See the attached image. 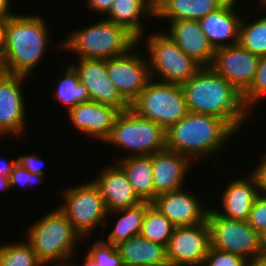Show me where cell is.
Returning a JSON list of instances; mask_svg holds the SVG:
<instances>
[{"instance_id":"obj_1","label":"cell","mask_w":266,"mask_h":266,"mask_svg":"<svg viewBox=\"0 0 266 266\" xmlns=\"http://www.w3.org/2000/svg\"><path fill=\"white\" fill-rule=\"evenodd\" d=\"M181 87L188 111L217 116L236 132L253 116L245 107L242 94L211 67H202Z\"/></svg>"},{"instance_id":"obj_4","label":"cell","mask_w":266,"mask_h":266,"mask_svg":"<svg viewBox=\"0 0 266 266\" xmlns=\"http://www.w3.org/2000/svg\"><path fill=\"white\" fill-rule=\"evenodd\" d=\"M56 207L33 221L24 235L44 266L71 264L79 254L77 241L83 240L66 215Z\"/></svg>"},{"instance_id":"obj_2","label":"cell","mask_w":266,"mask_h":266,"mask_svg":"<svg viewBox=\"0 0 266 266\" xmlns=\"http://www.w3.org/2000/svg\"><path fill=\"white\" fill-rule=\"evenodd\" d=\"M42 15L15 14L4 23L3 56L6 72L31 77L46 59L50 30Z\"/></svg>"},{"instance_id":"obj_30","label":"cell","mask_w":266,"mask_h":266,"mask_svg":"<svg viewBox=\"0 0 266 266\" xmlns=\"http://www.w3.org/2000/svg\"><path fill=\"white\" fill-rule=\"evenodd\" d=\"M175 226L152 204L146 209L141 235L167 247Z\"/></svg>"},{"instance_id":"obj_8","label":"cell","mask_w":266,"mask_h":266,"mask_svg":"<svg viewBox=\"0 0 266 266\" xmlns=\"http://www.w3.org/2000/svg\"><path fill=\"white\" fill-rule=\"evenodd\" d=\"M139 116L149 119L165 130L189 111L180 84L150 79L139 97L131 104Z\"/></svg>"},{"instance_id":"obj_10","label":"cell","mask_w":266,"mask_h":266,"mask_svg":"<svg viewBox=\"0 0 266 266\" xmlns=\"http://www.w3.org/2000/svg\"><path fill=\"white\" fill-rule=\"evenodd\" d=\"M211 232V247L238 254L246 260L262 256L259 233L247 221L220 216L213 206L207 212Z\"/></svg>"},{"instance_id":"obj_21","label":"cell","mask_w":266,"mask_h":266,"mask_svg":"<svg viewBox=\"0 0 266 266\" xmlns=\"http://www.w3.org/2000/svg\"><path fill=\"white\" fill-rule=\"evenodd\" d=\"M238 4L240 5L238 0H228L222 7L199 20L204 34L215 50L238 44L242 20V16L236 12Z\"/></svg>"},{"instance_id":"obj_5","label":"cell","mask_w":266,"mask_h":266,"mask_svg":"<svg viewBox=\"0 0 266 266\" xmlns=\"http://www.w3.org/2000/svg\"><path fill=\"white\" fill-rule=\"evenodd\" d=\"M89 25V26H88ZM74 29L58 47L82 59H109L127 53L138 39L126 28L100 18L97 23Z\"/></svg>"},{"instance_id":"obj_29","label":"cell","mask_w":266,"mask_h":266,"mask_svg":"<svg viewBox=\"0 0 266 266\" xmlns=\"http://www.w3.org/2000/svg\"><path fill=\"white\" fill-rule=\"evenodd\" d=\"M245 18L241 20L238 44L254 55L266 56V14L254 17V21Z\"/></svg>"},{"instance_id":"obj_23","label":"cell","mask_w":266,"mask_h":266,"mask_svg":"<svg viewBox=\"0 0 266 266\" xmlns=\"http://www.w3.org/2000/svg\"><path fill=\"white\" fill-rule=\"evenodd\" d=\"M106 16V20L126 28L139 40L145 35L143 19L155 18V0H114Z\"/></svg>"},{"instance_id":"obj_45","label":"cell","mask_w":266,"mask_h":266,"mask_svg":"<svg viewBox=\"0 0 266 266\" xmlns=\"http://www.w3.org/2000/svg\"><path fill=\"white\" fill-rule=\"evenodd\" d=\"M262 255H266V229L259 234Z\"/></svg>"},{"instance_id":"obj_18","label":"cell","mask_w":266,"mask_h":266,"mask_svg":"<svg viewBox=\"0 0 266 266\" xmlns=\"http://www.w3.org/2000/svg\"><path fill=\"white\" fill-rule=\"evenodd\" d=\"M247 176H240L230 180L218 197L220 208L213 209L222 217L247 221L256 197L260 194V189L256 177L248 171ZM242 177V178H241ZM221 201V202H220Z\"/></svg>"},{"instance_id":"obj_47","label":"cell","mask_w":266,"mask_h":266,"mask_svg":"<svg viewBox=\"0 0 266 266\" xmlns=\"http://www.w3.org/2000/svg\"><path fill=\"white\" fill-rule=\"evenodd\" d=\"M4 21L0 20V50L3 52Z\"/></svg>"},{"instance_id":"obj_26","label":"cell","mask_w":266,"mask_h":266,"mask_svg":"<svg viewBox=\"0 0 266 266\" xmlns=\"http://www.w3.org/2000/svg\"><path fill=\"white\" fill-rule=\"evenodd\" d=\"M151 204L152 203L149 201H142L134 207L108 212L106 223H108L109 218L114 214H117V217H120L117 219L115 226L112 227L113 229L111 228V232H108V236H106L105 241L117 246L133 236L141 235L143 218L146 209Z\"/></svg>"},{"instance_id":"obj_39","label":"cell","mask_w":266,"mask_h":266,"mask_svg":"<svg viewBox=\"0 0 266 266\" xmlns=\"http://www.w3.org/2000/svg\"><path fill=\"white\" fill-rule=\"evenodd\" d=\"M114 0H85V5L87 4L90 10H92V12H97L99 14L104 15L106 17V15L108 14V12L111 9L112 3Z\"/></svg>"},{"instance_id":"obj_43","label":"cell","mask_w":266,"mask_h":266,"mask_svg":"<svg viewBox=\"0 0 266 266\" xmlns=\"http://www.w3.org/2000/svg\"><path fill=\"white\" fill-rule=\"evenodd\" d=\"M86 254V255H85ZM85 257H84V263L82 262V264L80 263H74V260L71 262L72 266H100L97 264V262L93 259V257H91L87 252L84 253ZM80 264V265H79Z\"/></svg>"},{"instance_id":"obj_12","label":"cell","mask_w":266,"mask_h":266,"mask_svg":"<svg viewBox=\"0 0 266 266\" xmlns=\"http://www.w3.org/2000/svg\"><path fill=\"white\" fill-rule=\"evenodd\" d=\"M210 247L207 219L197 225L175 227L166 247L169 266H203Z\"/></svg>"},{"instance_id":"obj_20","label":"cell","mask_w":266,"mask_h":266,"mask_svg":"<svg viewBox=\"0 0 266 266\" xmlns=\"http://www.w3.org/2000/svg\"><path fill=\"white\" fill-rule=\"evenodd\" d=\"M66 115L74 129L91 139L94 138L96 141L104 143L119 112L101 103L88 101L78 103L74 108L68 110Z\"/></svg>"},{"instance_id":"obj_48","label":"cell","mask_w":266,"mask_h":266,"mask_svg":"<svg viewBox=\"0 0 266 266\" xmlns=\"http://www.w3.org/2000/svg\"><path fill=\"white\" fill-rule=\"evenodd\" d=\"M259 2V4H258V6H260L261 5V9L260 10H262V7L263 6H265L264 8H265V11H266V0H258Z\"/></svg>"},{"instance_id":"obj_32","label":"cell","mask_w":266,"mask_h":266,"mask_svg":"<svg viewBox=\"0 0 266 266\" xmlns=\"http://www.w3.org/2000/svg\"><path fill=\"white\" fill-rule=\"evenodd\" d=\"M266 98V56H261L253 82L242 94V101L245 107L254 115L256 108ZM259 104V105H258ZM255 111H253V110ZM254 112V113H252Z\"/></svg>"},{"instance_id":"obj_3","label":"cell","mask_w":266,"mask_h":266,"mask_svg":"<svg viewBox=\"0 0 266 266\" xmlns=\"http://www.w3.org/2000/svg\"><path fill=\"white\" fill-rule=\"evenodd\" d=\"M165 135L167 150L177 152L197 164L196 160L201 162L207 157L221 156L220 151H224L236 131L217 116L189 111L177 123L170 125Z\"/></svg>"},{"instance_id":"obj_11","label":"cell","mask_w":266,"mask_h":266,"mask_svg":"<svg viewBox=\"0 0 266 266\" xmlns=\"http://www.w3.org/2000/svg\"><path fill=\"white\" fill-rule=\"evenodd\" d=\"M138 45L141 46L138 42L127 53L107 59L108 76L130 105L151 79L148 59L137 50Z\"/></svg>"},{"instance_id":"obj_17","label":"cell","mask_w":266,"mask_h":266,"mask_svg":"<svg viewBox=\"0 0 266 266\" xmlns=\"http://www.w3.org/2000/svg\"><path fill=\"white\" fill-rule=\"evenodd\" d=\"M152 160V178L154 183V199L156 196L185 187L193 162L181 154L163 150L150 155ZM192 168V169H190Z\"/></svg>"},{"instance_id":"obj_14","label":"cell","mask_w":266,"mask_h":266,"mask_svg":"<svg viewBox=\"0 0 266 266\" xmlns=\"http://www.w3.org/2000/svg\"><path fill=\"white\" fill-rule=\"evenodd\" d=\"M29 77L6 73L0 77V138H19L27 129L23 82ZM7 134V135H6Z\"/></svg>"},{"instance_id":"obj_15","label":"cell","mask_w":266,"mask_h":266,"mask_svg":"<svg viewBox=\"0 0 266 266\" xmlns=\"http://www.w3.org/2000/svg\"><path fill=\"white\" fill-rule=\"evenodd\" d=\"M260 57L239 44L215 50L211 68L243 94L253 82Z\"/></svg>"},{"instance_id":"obj_37","label":"cell","mask_w":266,"mask_h":266,"mask_svg":"<svg viewBox=\"0 0 266 266\" xmlns=\"http://www.w3.org/2000/svg\"><path fill=\"white\" fill-rule=\"evenodd\" d=\"M36 154H26V155H20L17 156V162L26 170L31 172L32 174H37V175H45V170H44V161L40 157V155Z\"/></svg>"},{"instance_id":"obj_22","label":"cell","mask_w":266,"mask_h":266,"mask_svg":"<svg viewBox=\"0 0 266 266\" xmlns=\"http://www.w3.org/2000/svg\"><path fill=\"white\" fill-rule=\"evenodd\" d=\"M169 27L165 30L178 47L189 57L193 58L202 67H210L215 49L209 43L199 21L175 20L168 21Z\"/></svg>"},{"instance_id":"obj_38","label":"cell","mask_w":266,"mask_h":266,"mask_svg":"<svg viewBox=\"0 0 266 266\" xmlns=\"http://www.w3.org/2000/svg\"><path fill=\"white\" fill-rule=\"evenodd\" d=\"M260 161L256 167L251 170V173L256 177L260 193L266 194V152L261 153Z\"/></svg>"},{"instance_id":"obj_40","label":"cell","mask_w":266,"mask_h":266,"mask_svg":"<svg viewBox=\"0 0 266 266\" xmlns=\"http://www.w3.org/2000/svg\"><path fill=\"white\" fill-rule=\"evenodd\" d=\"M10 5H12L10 0H0V20L5 22L16 14L10 10L12 7Z\"/></svg>"},{"instance_id":"obj_35","label":"cell","mask_w":266,"mask_h":266,"mask_svg":"<svg viewBox=\"0 0 266 266\" xmlns=\"http://www.w3.org/2000/svg\"><path fill=\"white\" fill-rule=\"evenodd\" d=\"M11 188L16 189L15 187H20L22 189L32 188L36 186L39 182L44 183V176L32 174L25 168H23L18 162L13 167L10 175ZM43 180V181H42Z\"/></svg>"},{"instance_id":"obj_13","label":"cell","mask_w":266,"mask_h":266,"mask_svg":"<svg viewBox=\"0 0 266 266\" xmlns=\"http://www.w3.org/2000/svg\"><path fill=\"white\" fill-rule=\"evenodd\" d=\"M77 72L79 81L86 87L90 101L114 108L119 113L131 108L108 76L107 59L77 58L69 63Z\"/></svg>"},{"instance_id":"obj_41","label":"cell","mask_w":266,"mask_h":266,"mask_svg":"<svg viewBox=\"0 0 266 266\" xmlns=\"http://www.w3.org/2000/svg\"><path fill=\"white\" fill-rule=\"evenodd\" d=\"M17 164V158L14 160L12 159L9 162L0 156V175H6L9 176L11 175L13 167Z\"/></svg>"},{"instance_id":"obj_44","label":"cell","mask_w":266,"mask_h":266,"mask_svg":"<svg viewBox=\"0 0 266 266\" xmlns=\"http://www.w3.org/2000/svg\"><path fill=\"white\" fill-rule=\"evenodd\" d=\"M11 189V183L9 176L0 175V192L9 191Z\"/></svg>"},{"instance_id":"obj_25","label":"cell","mask_w":266,"mask_h":266,"mask_svg":"<svg viewBox=\"0 0 266 266\" xmlns=\"http://www.w3.org/2000/svg\"><path fill=\"white\" fill-rule=\"evenodd\" d=\"M116 247L125 266H169L166 246L142 235L133 236Z\"/></svg>"},{"instance_id":"obj_24","label":"cell","mask_w":266,"mask_h":266,"mask_svg":"<svg viewBox=\"0 0 266 266\" xmlns=\"http://www.w3.org/2000/svg\"><path fill=\"white\" fill-rule=\"evenodd\" d=\"M228 0H155V19L197 20L222 7ZM169 19V20H168Z\"/></svg>"},{"instance_id":"obj_46","label":"cell","mask_w":266,"mask_h":266,"mask_svg":"<svg viewBox=\"0 0 266 266\" xmlns=\"http://www.w3.org/2000/svg\"><path fill=\"white\" fill-rule=\"evenodd\" d=\"M6 73L3 52L0 50V77Z\"/></svg>"},{"instance_id":"obj_33","label":"cell","mask_w":266,"mask_h":266,"mask_svg":"<svg viewBox=\"0 0 266 266\" xmlns=\"http://www.w3.org/2000/svg\"><path fill=\"white\" fill-rule=\"evenodd\" d=\"M103 239H97L89 247L87 252L100 266H125L118 249Z\"/></svg>"},{"instance_id":"obj_6","label":"cell","mask_w":266,"mask_h":266,"mask_svg":"<svg viewBox=\"0 0 266 266\" xmlns=\"http://www.w3.org/2000/svg\"><path fill=\"white\" fill-rule=\"evenodd\" d=\"M165 129L139 116L133 109L119 113L105 145L116 147L125 156L119 159L150 156L166 149ZM128 154V155H127Z\"/></svg>"},{"instance_id":"obj_27","label":"cell","mask_w":266,"mask_h":266,"mask_svg":"<svg viewBox=\"0 0 266 266\" xmlns=\"http://www.w3.org/2000/svg\"><path fill=\"white\" fill-rule=\"evenodd\" d=\"M115 161L124 170L128 181L138 197L142 201L152 202L154 200V183L152 178L153 167L151 157L115 158Z\"/></svg>"},{"instance_id":"obj_36","label":"cell","mask_w":266,"mask_h":266,"mask_svg":"<svg viewBox=\"0 0 266 266\" xmlns=\"http://www.w3.org/2000/svg\"><path fill=\"white\" fill-rule=\"evenodd\" d=\"M247 222L259 234L266 229V194L256 197Z\"/></svg>"},{"instance_id":"obj_9","label":"cell","mask_w":266,"mask_h":266,"mask_svg":"<svg viewBox=\"0 0 266 266\" xmlns=\"http://www.w3.org/2000/svg\"><path fill=\"white\" fill-rule=\"evenodd\" d=\"M61 193L64 202L62 201L58 208L82 238L89 239L92 231L99 229L102 225L106 226L108 211L100 190L93 180L72 185Z\"/></svg>"},{"instance_id":"obj_16","label":"cell","mask_w":266,"mask_h":266,"mask_svg":"<svg viewBox=\"0 0 266 266\" xmlns=\"http://www.w3.org/2000/svg\"><path fill=\"white\" fill-rule=\"evenodd\" d=\"M185 188L160 194L151 202L175 227L204 222L210 208L203 205L200 196L194 194V191Z\"/></svg>"},{"instance_id":"obj_7","label":"cell","mask_w":266,"mask_h":266,"mask_svg":"<svg viewBox=\"0 0 266 266\" xmlns=\"http://www.w3.org/2000/svg\"><path fill=\"white\" fill-rule=\"evenodd\" d=\"M148 34L138 42L145 40L144 48L148 52L146 56L151 79L181 85L202 68L193 58L187 56L164 30Z\"/></svg>"},{"instance_id":"obj_28","label":"cell","mask_w":266,"mask_h":266,"mask_svg":"<svg viewBox=\"0 0 266 266\" xmlns=\"http://www.w3.org/2000/svg\"><path fill=\"white\" fill-rule=\"evenodd\" d=\"M62 75H59L57 88L53 96L60 101L61 105L65 106L66 112L74 108L78 103L90 101L86 87L79 81L78 74L75 69L68 63L62 70Z\"/></svg>"},{"instance_id":"obj_42","label":"cell","mask_w":266,"mask_h":266,"mask_svg":"<svg viewBox=\"0 0 266 266\" xmlns=\"http://www.w3.org/2000/svg\"><path fill=\"white\" fill-rule=\"evenodd\" d=\"M245 266H266V255L247 260Z\"/></svg>"},{"instance_id":"obj_19","label":"cell","mask_w":266,"mask_h":266,"mask_svg":"<svg viewBox=\"0 0 266 266\" xmlns=\"http://www.w3.org/2000/svg\"><path fill=\"white\" fill-rule=\"evenodd\" d=\"M108 212L137 206L142 200L135 193L124 170L115 162L97 171L95 179Z\"/></svg>"},{"instance_id":"obj_31","label":"cell","mask_w":266,"mask_h":266,"mask_svg":"<svg viewBox=\"0 0 266 266\" xmlns=\"http://www.w3.org/2000/svg\"><path fill=\"white\" fill-rule=\"evenodd\" d=\"M0 244V266H44L27 240Z\"/></svg>"},{"instance_id":"obj_49","label":"cell","mask_w":266,"mask_h":266,"mask_svg":"<svg viewBox=\"0 0 266 266\" xmlns=\"http://www.w3.org/2000/svg\"><path fill=\"white\" fill-rule=\"evenodd\" d=\"M53 266H72V265L69 264V265H53Z\"/></svg>"},{"instance_id":"obj_34","label":"cell","mask_w":266,"mask_h":266,"mask_svg":"<svg viewBox=\"0 0 266 266\" xmlns=\"http://www.w3.org/2000/svg\"><path fill=\"white\" fill-rule=\"evenodd\" d=\"M246 261L241 255L210 247L203 266H245Z\"/></svg>"}]
</instances>
